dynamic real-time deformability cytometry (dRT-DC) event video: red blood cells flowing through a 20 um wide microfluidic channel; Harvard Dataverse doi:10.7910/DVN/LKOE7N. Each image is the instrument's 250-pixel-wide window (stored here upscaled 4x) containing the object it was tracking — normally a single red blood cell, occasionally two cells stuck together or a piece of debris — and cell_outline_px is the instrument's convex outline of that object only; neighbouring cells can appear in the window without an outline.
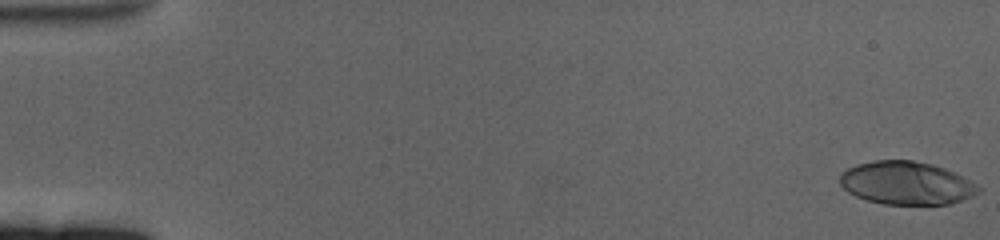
{"species": "human", "species_latin": "Homo sapiens", "temperature_condition": "cold", "stored_images_in_passage": 61, "camera_frame_rate_fps": 3000, "um_per_image_px": 0.085, "donor": {"sex": "female"}, "frame": {"image": 1, "passage_image": 1, "time_ms": 0.0, "image_size_px": [1000, 240], "cell_outline_px": [[980, 192], [972, 196], [948, 204], [884, 204], [868, 200], [856, 196], [848, 192], [840, 184], [840, 176], [848, 168], [856, 164], [872, 160], [912, 160], [932, 164], [944, 168], [976, 184], [980, 188]], "centroid_in_image_um": [77.02, 15.55], "position_along_channel_um": 8.0, "area_um2": 34.45}}
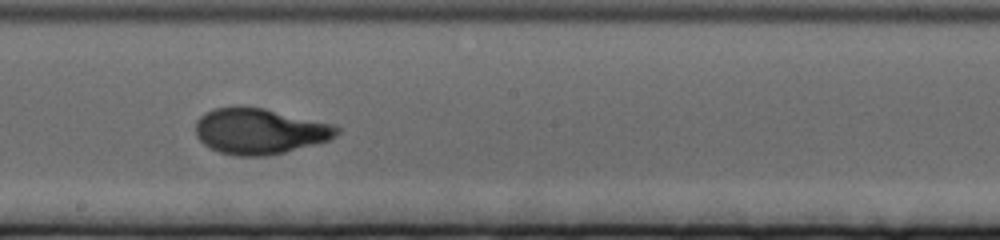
{"frame": {"image": 2, "passage_image": 35, "time_ms": 11.333, "image_size_px": [1000, 240], "cell_outline_px": [[340, 132], [336, 136], [328, 140], [284, 152], [268, 156], [236, 156], [220, 152], [204, 144], [196, 136], [196, 120], [204, 112], [212, 108], [264, 108], [336, 124], [340, 128]], "centroid_in_image_um": [22.09, 11.16], "position_along_channel_um": 226.1, "area_um2": 37.51}}
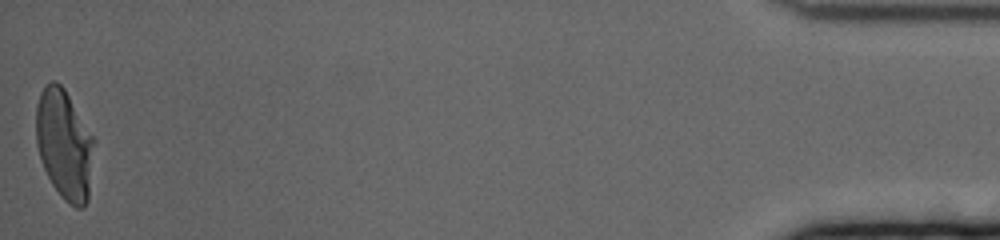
{"frame": {"image": 3, "passage_image": 61, "time_ms": 20.0, "image_size_px": [1000, 240], "cell_outline_px": [[96, 140], [88, 200], [84, 208], [76, 208], [68, 204], [64, 200], [52, 184], [40, 160], [36, 144], [36, 104], [40, 92], [52, 80], [56, 80], [64, 88]], "centroid_in_image_um": [5.49, 12.3], "position_along_channel_um": 429.7, "area_um2": 37.63}, "authors_computed_cell_mechanics": {"area_um2": 36.3562, "velocity_mm_per_s": 3.3618, "shape_relaxation_time_tau1_ms": 4.9312, "shape_relaxation_time_tau2_ms": null, "deformation_change_tau1": 0.2223, "deformation_change_tau2": null}}